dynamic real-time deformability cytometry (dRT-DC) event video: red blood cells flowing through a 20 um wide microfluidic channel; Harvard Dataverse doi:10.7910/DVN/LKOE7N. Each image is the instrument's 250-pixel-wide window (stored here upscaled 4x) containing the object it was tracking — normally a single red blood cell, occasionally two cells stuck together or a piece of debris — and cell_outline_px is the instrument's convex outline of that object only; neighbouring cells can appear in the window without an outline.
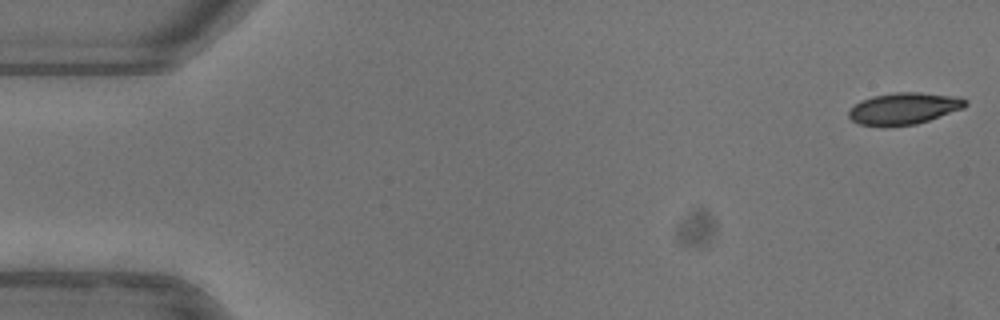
{"species": "common noctule bat (a hibernating species)", "species_latin": "Nyctalus noctula", "temperature_condition": "warm", "stored_images_in_passage": 52, "camera_frame_rate_fps": 3000, "um_per_image_px": 0.085, "animal": {"sex": "female"}, "frame": {"image": 1, "passage_image": 1, "time_ms": 0.0, "image_size_px": [1000, 320], "cell_outline_px": [[968, 104], [964, 108], [916, 124], [888, 128], [884, 128], [860, 124], [852, 120], [848, 116], [848, 112], [860, 100], [872, 96], [896, 92], [920, 92], [952, 96], [968, 100]], "centroid_in_image_um": [76.8, 9.24], "position_along_channel_um": 8.2, "area_um2": 21.79}}
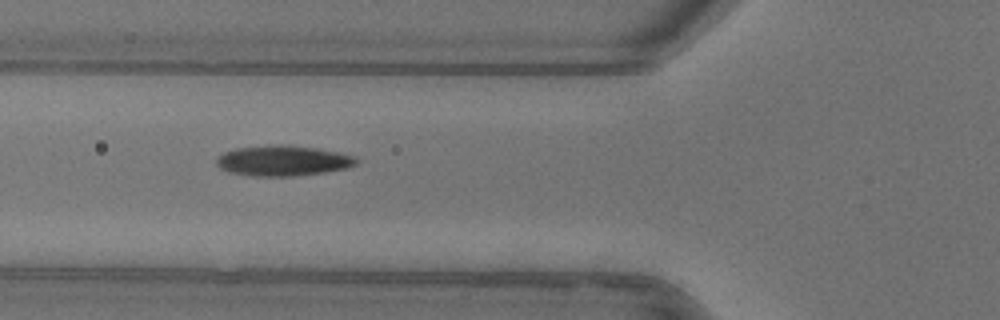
{"frame": {"image": 2, "passage_image": 19, "time_ms": 6.0, "image_size_px": [1000, 320], "cell_outline_px": [[360, 160], [356, 164], [348, 168], [324, 172], [292, 176], [256, 176], [228, 172], [220, 168], [216, 164], [216, 160], [224, 152], [236, 148], [276, 144], [288, 144], [316, 148], [340, 152], [356, 156]], "centroid_in_image_um": [24.09, 13.65], "position_along_channel_um": 101.7, "area_um2": 24.97}}
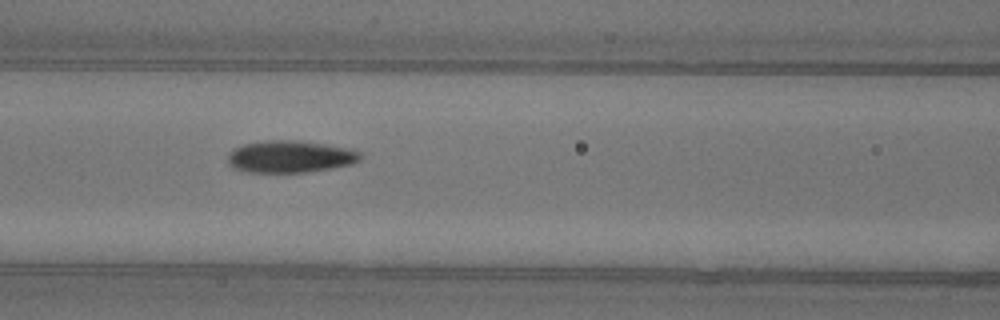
{"frame": {"image": 3, "passage_image": 22, "time_ms": 7.0, "image_size_px": [1000, 320], "cell_outline_px": [[360, 160], [352, 164], [304, 172], [248, 172], [232, 168], [228, 164], [228, 156], [232, 148], [244, 144], [268, 140], [296, 140], [352, 148], [360, 152]], "centroid_in_image_um": [24.63, 13.3], "position_along_channel_um": 142.0, "area_um2": 24.74}, "authors_computed_cell_mechanics": {"area_um2": 23.2067, "velocity_mm_per_s": 3.9696, "shape_relaxation_time_tau1_ms": 4.9443, "shape_relaxation_time_tau2_ms": 2.015, "deformation_change_tau1": 0.1775, "deformation_change_tau2": 0.0771}}